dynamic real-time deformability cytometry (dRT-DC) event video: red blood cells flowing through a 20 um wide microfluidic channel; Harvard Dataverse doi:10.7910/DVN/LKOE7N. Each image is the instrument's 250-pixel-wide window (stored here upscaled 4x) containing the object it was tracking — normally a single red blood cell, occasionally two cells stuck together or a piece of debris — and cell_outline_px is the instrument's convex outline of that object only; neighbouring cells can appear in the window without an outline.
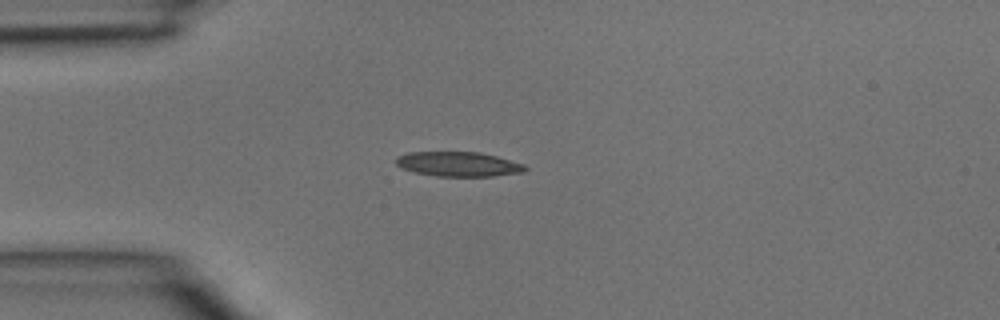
{"species": "common noctule bat (a hibernating species)", "species_latin": "Nyctalus noctula", "temperature_condition": "room temperature", "stored_images_in_passage": 1, "camera_frame_rate_fps": 3000, "um_per_image_px": 0.085, "animal": {"sex": "male", "body_mass_g": 15.6}, "frame": {"image": 1, "passage_image": 1, "time_ms": 0.0, "image_size_px": [1000, 320], "cell_outline_px": [[528, 168], [524, 172], [492, 176], [436, 176], [416, 172], [400, 168], [396, 164], [396, 156], [408, 152], [480, 152], [496, 156], [524, 164]], "centroid_in_image_um": [38.95, 13.94], "position_along_channel_um": 46.1, "area_um2": 18.55}}